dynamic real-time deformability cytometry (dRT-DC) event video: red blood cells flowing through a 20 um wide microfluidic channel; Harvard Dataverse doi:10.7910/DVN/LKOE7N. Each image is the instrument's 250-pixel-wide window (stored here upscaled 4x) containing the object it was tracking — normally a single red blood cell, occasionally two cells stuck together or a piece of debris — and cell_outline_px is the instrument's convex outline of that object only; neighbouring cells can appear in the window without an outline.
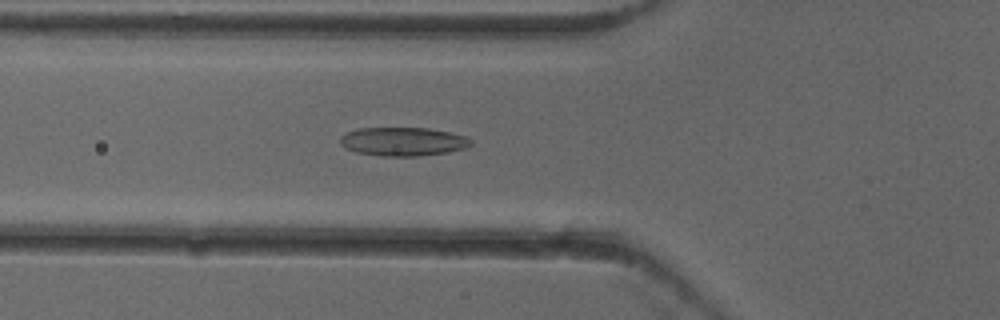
{"species": "common noctule bat (a hibernating species)", "species_latin": "Nyctalus noctula", "temperature_condition": "cold", "stored_images_in_passage": 40, "camera_frame_rate_fps": 3000, "um_per_image_px": 0.085, "animal": {"sex": "female"}, "frame": {"image": 1, "passage_image": 12, "time_ms": 3.667, "image_size_px": [1000, 320], "cell_outline_px": [[472, 144], [468, 148], [448, 152], [416, 156], [380, 156], [356, 152], [344, 148], [340, 144], [340, 136], [348, 132], [360, 128], [428, 128], [468, 136], [472, 140]], "centroid_in_image_um": [34.28, 12.04], "position_along_channel_um": 91.5, "area_um2": 21.96}}
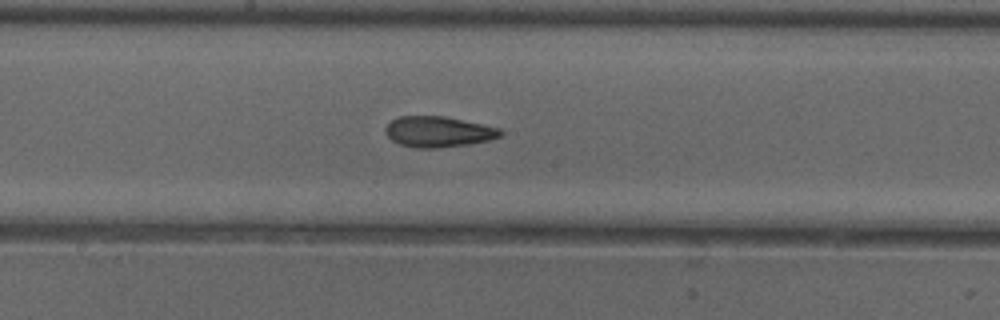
{"frame": {"image": 2, "passage_image": 21, "time_ms": 6.667, "image_size_px": [1000, 320], "cell_outline_px": [[504, 132], [500, 136], [488, 140], [468, 144], [436, 148], [416, 148], [400, 144], [392, 140], [388, 136], [384, 128], [392, 120], [400, 116], [444, 116], [500, 128]], "centroid_in_image_um": [37.25, 11.2], "position_along_channel_um": 211.0, "area_um2": 20.4}}
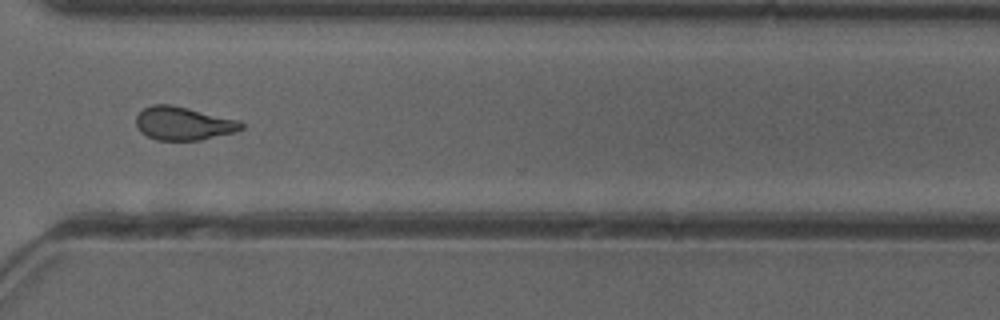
{"frame": {"image": 3, "passage_image": 32, "time_ms": 10.333, "image_size_px": [1000, 320], "cell_outline_px": [[244, 128], [236, 132], [200, 140], [156, 140], [140, 132], [136, 124], [136, 116], [144, 108], [152, 104], [172, 104], [240, 120], [244, 124]], "centroid_in_image_um": [15.61, 10.49], "position_along_channel_um": 355.0, "area_um2": 20.63}, "authors_computed_cell_mechanics": {"area_um2": 20.8369, "velocity_mm_per_s": 3.9459, "shape_relaxation_time_tau1_ms": 9.2229, "shape_relaxation_time_tau2_ms": 2.7083, "deformation_change_tau1": 0.1989, "deformation_change_tau2": 0.1006}}